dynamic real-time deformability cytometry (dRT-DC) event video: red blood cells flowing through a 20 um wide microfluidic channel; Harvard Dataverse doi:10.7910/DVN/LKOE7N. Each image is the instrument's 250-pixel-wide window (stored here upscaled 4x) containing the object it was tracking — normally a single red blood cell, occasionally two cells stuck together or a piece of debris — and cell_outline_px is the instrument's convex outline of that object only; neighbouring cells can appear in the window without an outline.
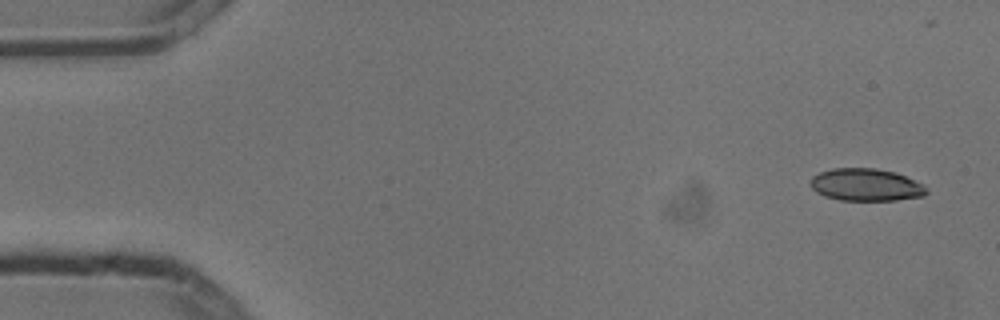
{"species": "common noctule bat (a hibernating species)", "species_latin": "Nyctalus noctula", "temperature_condition": "cold", "stored_images_in_passage": 8, "camera_frame_rate_fps": 3000, "um_per_image_px": 0.085, "animal": {"sex": "male", "body_mass_g": 13.3}, "frame": {"image": 1, "passage_image": 1, "time_ms": 0.0, "image_size_px": [1000, 320], "cell_outline_px": [[928, 192], [924, 196], [896, 200], [840, 200], [824, 196], [816, 192], [812, 188], [812, 176], [820, 172], [832, 168], [876, 168], [896, 172], [924, 184]], "centroid_in_image_um": [73.63, 15.7], "position_along_channel_um": 11.4, "area_um2": 21.96}}
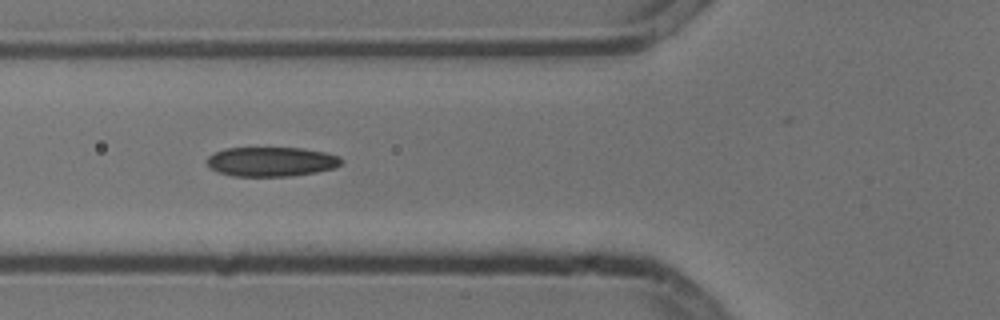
{"frame": {"image": 2, "passage_image": 6, "time_ms": 1.667, "image_size_px": [1000, 320], "cell_outline_px": [[344, 160], [336, 168], [316, 172], [292, 176], [232, 176], [220, 172], [212, 168], [208, 164], [208, 156], [212, 152], [224, 148], [304, 148], [324, 152], [340, 156]], "centroid_in_image_um": [23.09, 13.73], "position_along_channel_um": 102.7, "area_um2": 23.18}}
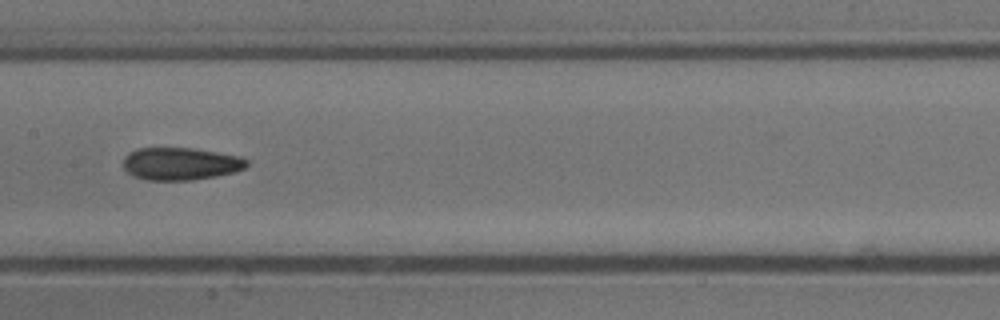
{"frame": {"image": 3, "passage_image": 8, "time_ms": 2.333, "image_size_px": [1000, 320], "cell_outline_px": [[248, 164], [244, 168], [232, 172], [216, 176], [192, 180], [148, 180], [136, 176], [128, 172], [124, 168], [124, 156], [136, 148], [192, 148], [240, 156], [248, 160]], "centroid_in_image_um": [15.35, 13.91], "position_along_channel_um": 192.1, "area_um2": 23.24}}